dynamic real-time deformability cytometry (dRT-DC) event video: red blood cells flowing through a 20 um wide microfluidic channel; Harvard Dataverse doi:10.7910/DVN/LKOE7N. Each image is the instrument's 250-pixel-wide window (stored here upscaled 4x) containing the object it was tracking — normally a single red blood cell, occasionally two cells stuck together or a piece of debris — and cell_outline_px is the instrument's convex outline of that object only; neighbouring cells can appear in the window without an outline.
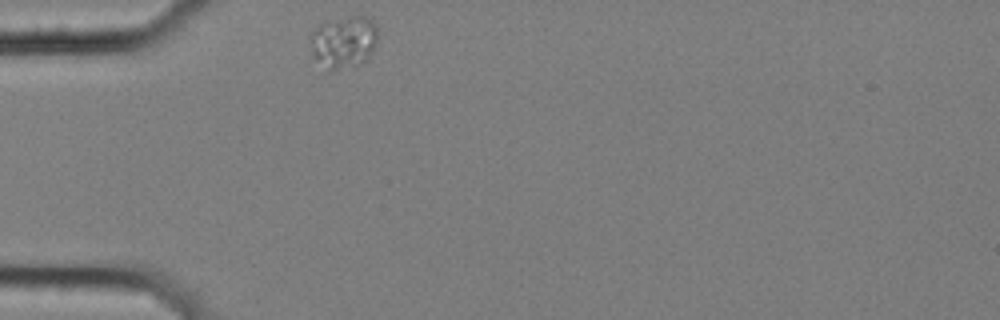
{"species": "common noctule bat (a hibernating species)", "species_latin": "Nyctalus noctula", "temperature_condition": "cold", "stored_images_in_passage": 4, "camera_frame_rate_fps": 3000, "um_per_image_px": 0.085, "animal": {"sex": "female", "body_mass_g": 25.1}, "frame": {"image": 1, "passage_image": 1, "time_ms": 0.0, "image_size_px": [1000, 320], "cell_outline_px": [[376, 44], [368, 56], [364, 60], [356, 64], [328, 72], [308, 64], [308, 36], [324, 20], [352, 16], [364, 16], [372, 20], [376, 28]], "centroid_in_image_um": [29.01, 3.62], "position_along_channel_um": 56.0, "area_um2": 21.73}}